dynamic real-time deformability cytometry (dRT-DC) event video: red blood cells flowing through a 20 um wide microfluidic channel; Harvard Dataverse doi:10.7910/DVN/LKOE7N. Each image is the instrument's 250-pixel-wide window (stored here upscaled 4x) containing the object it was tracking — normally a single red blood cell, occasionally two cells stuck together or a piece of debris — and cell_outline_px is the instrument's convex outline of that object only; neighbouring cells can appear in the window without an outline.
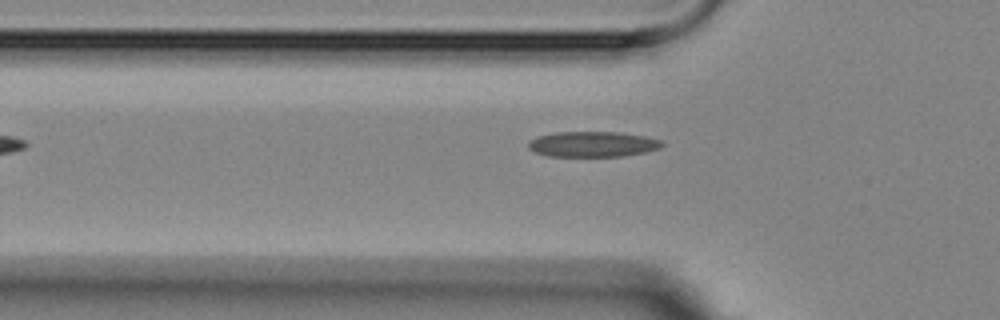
{"species": "Egyptian fruit bat (a non-hibernating species)", "species_latin": "Rousettus aegyptiacus", "temperature_condition": "room temperature", "stored_images_in_passage": 5, "segment_of_instrument_passage": [2, 2], "camera_frame_rate_fps": 3000, "um_per_image_px": 0.085, "animal": {"sex": "female"}, "frame": {"image": 1, "passage_image": 5, "time_ms": 5.667, "image_size_px": [1000, 320], "cell_outline_px": [[664, 144], [660, 148], [644, 152], [624, 156], [548, 156], [536, 152], [528, 148], [528, 140], [536, 136], [556, 132], [620, 132], [644, 136], [660, 140]], "centroid_in_image_um": [50.35, 12.25], "position_along_channel_um": 75.5, "area_um2": 19.83}}